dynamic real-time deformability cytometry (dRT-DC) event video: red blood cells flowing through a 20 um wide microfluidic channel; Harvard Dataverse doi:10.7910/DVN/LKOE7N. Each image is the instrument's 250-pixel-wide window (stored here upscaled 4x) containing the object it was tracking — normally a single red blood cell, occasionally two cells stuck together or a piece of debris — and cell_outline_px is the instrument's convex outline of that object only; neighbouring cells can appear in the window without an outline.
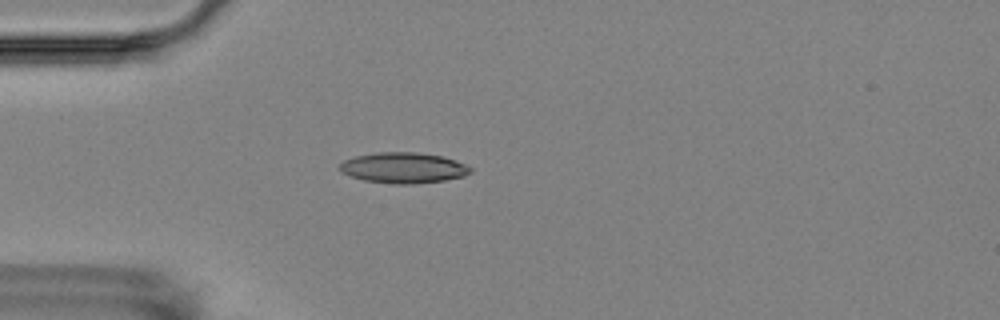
{"species": "Egyptian fruit bat (a non-hibernating species)", "species_latin": "Rousettus aegyptiacus", "temperature_condition": "room temperature", "stored_images_in_passage": 4, "camera_frame_rate_fps": 3000, "um_per_image_px": 0.085, "animal": {"sex": "female"}, "frame": {"image": 1, "passage_image": 4, "time_ms": 4.333, "image_size_px": [1000, 320], "cell_outline_px": [[472, 172], [464, 176], [444, 180], [416, 184], [392, 184], [364, 180], [340, 172], [340, 164], [344, 160], [356, 156], [376, 152], [416, 152], [444, 156], [456, 160], [472, 168]], "centroid_in_image_um": [34.31, 14.26], "position_along_channel_um": 50.7, "area_um2": 23.47}}